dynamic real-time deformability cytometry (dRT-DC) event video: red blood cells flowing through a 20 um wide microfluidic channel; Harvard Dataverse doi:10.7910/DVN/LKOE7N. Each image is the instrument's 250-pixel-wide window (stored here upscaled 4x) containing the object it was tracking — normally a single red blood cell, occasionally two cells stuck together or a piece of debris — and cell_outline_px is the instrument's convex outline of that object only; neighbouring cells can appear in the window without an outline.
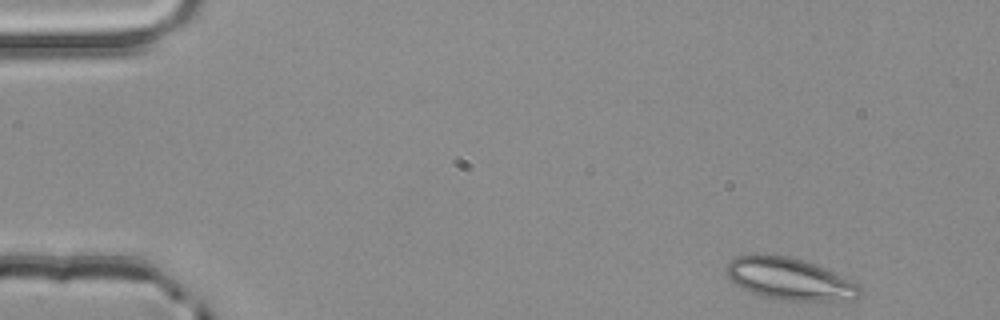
{"species": "common noctule bat (a hibernating species)", "species_latin": "Nyctalus noctula", "temperature_condition": "room temperature", "stored_images_in_passage": 2, "camera_frame_rate_fps": 3000, "um_per_image_px": 0.085, "animal": {"sex": "male", "body_mass_g": 20.4}, "frame": {"image": 1, "passage_image": 1, "time_ms": 0.0, "image_size_px": [1000, 320], "cell_outline_px": [[860, 292], [856, 300], [772, 300], [760, 296], [728, 280], [724, 268], [736, 256], [756, 252], [764, 252], [788, 256], [804, 260], [816, 264], [848, 276], [860, 288]], "centroid_in_image_um": [67.09, 23.67], "position_along_channel_um": 17.9, "area_um2": 33.52}}